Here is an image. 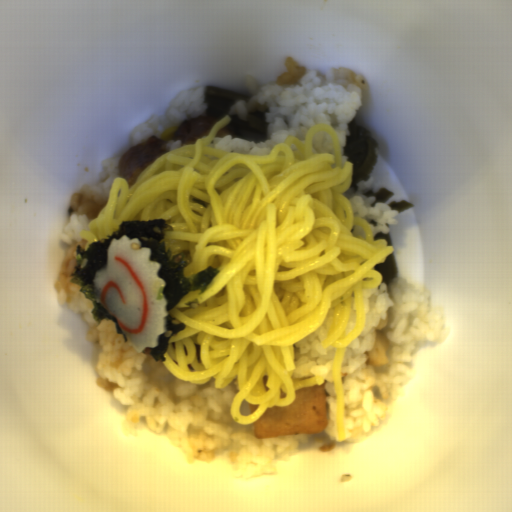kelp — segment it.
Returning <instances> with one entry per match:
<instances>
[{"instance_id": "1", "label": "kelp", "mask_w": 512, "mask_h": 512, "mask_svg": "<svg viewBox=\"0 0 512 512\" xmlns=\"http://www.w3.org/2000/svg\"><path fill=\"white\" fill-rule=\"evenodd\" d=\"M170 231L174 230L167 219L120 221L117 231L107 235V238L103 240L92 241L86 250L82 244H76V263L74 271L69 275L70 282L78 284L80 293L92 301L93 308L90 313L96 323L100 325L105 318L109 319L114 323L116 335L122 334L126 343L128 342L127 338L119 327L117 319L101 303H97L94 278L96 272L106 265L107 250L113 238L116 240L122 236H127L130 240L138 238L141 247H149L151 249L150 261L161 263V268L156 276L166 282L163 296L167 299L165 308L169 312L166 320V333L158 335V347L149 350L153 361L157 363L166 361L167 358H164V354L168 351L172 336L186 329L184 322L173 324L172 321L176 320V317L171 315L170 310L176 307L188 292L200 290L201 294L205 293L220 271L214 266H208L196 274L185 276L184 270L187 261L184 252L173 255L171 247L168 246L166 251V242L162 241L166 232Z\"/></svg>"}, {"instance_id": "2", "label": "kelp", "mask_w": 512, "mask_h": 512, "mask_svg": "<svg viewBox=\"0 0 512 512\" xmlns=\"http://www.w3.org/2000/svg\"><path fill=\"white\" fill-rule=\"evenodd\" d=\"M344 155L346 162L353 164L351 190L357 192L358 184L366 181L380 159L379 142L372 138L370 131L356 118L347 122Z\"/></svg>"}, {"instance_id": "3", "label": "kelp", "mask_w": 512, "mask_h": 512, "mask_svg": "<svg viewBox=\"0 0 512 512\" xmlns=\"http://www.w3.org/2000/svg\"><path fill=\"white\" fill-rule=\"evenodd\" d=\"M373 269L380 272L382 277L381 282L388 285L392 283L398 275L397 261L394 251L390 256H386L385 261L379 264H374Z\"/></svg>"}, {"instance_id": "4", "label": "kelp", "mask_w": 512, "mask_h": 512, "mask_svg": "<svg viewBox=\"0 0 512 512\" xmlns=\"http://www.w3.org/2000/svg\"><path fill=\"white\" fill-rule=\"evenodd\" d=\"M394 192L386 189L380 188L378 191L368 189L363 196L365 197H374L373 202L370 206H375L377 203H386L389 199L394 196Z\"/></svg>"}, {"instance_id": "5", "label": "kelp", "mask_w": 512, "mask_h": 512, "mask_svg": "<svg viewBox=\"0 0 512 512\" xmlns=\"http://www.w3.org/2000/svg\"><path fill=\"white\" fill-rule=\"evenodd\" d=\"M389 208L393 211V210H398V213L401 214L413 207L414 204L412 202H408V201H405V200H400V201H391L390 204L388 205Z\"/></svg>"}, {"instance_id": "6", "label": "kelp", "mask_w": 512, "mask_h": 512, "mask_svg": "<svg viewBox=\"0 0 512 512\" xmlns=\"http://www.w3.org/2000/svg\"><path fill=\"white\" fill-rule=\"evenodd\" d=\"M377 239H386L387 246H393V241L391 239L390 234H388V233H384V232L376 233L375 236L373 237V240H377Z\"/></svg>"}]
</instances>
